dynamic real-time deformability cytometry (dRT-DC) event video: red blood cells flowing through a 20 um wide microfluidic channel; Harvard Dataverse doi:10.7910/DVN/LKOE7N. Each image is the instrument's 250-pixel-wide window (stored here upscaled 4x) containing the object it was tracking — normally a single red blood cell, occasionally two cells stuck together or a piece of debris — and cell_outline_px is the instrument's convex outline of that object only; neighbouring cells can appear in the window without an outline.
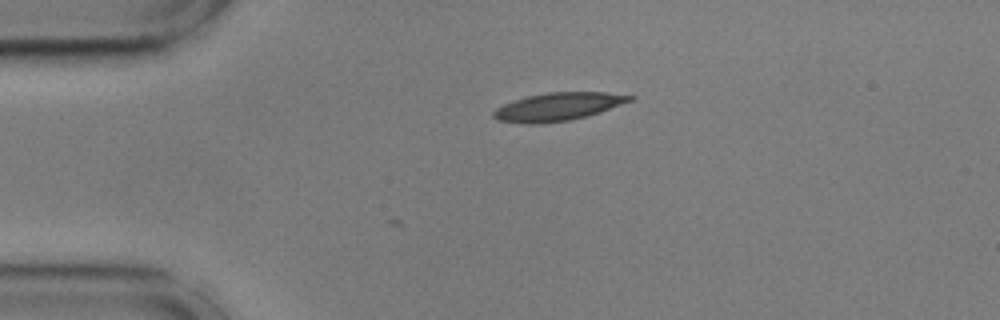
{"species": "common noctule bat (a hibernating species)", "species_latin": "Nyctalus noctula", "temperature_condition": "cold", "stored_images_in_passage": 4, "camera_frame_rate_fps": 3000, "um_per_image_px": 0.085, "animal": {"sex": "male", "body_mass_g": 17.9, "forearm_length_mm": 54.2}, "frame": {"image": 1, "passage_image": 1, "time_ms": 0.0, "image_size_px": [1000, 320], "cell_outline_px": [[636, 96], [632, 100], [600, 112], [568, 120], [540, 124], [524, 124], [496, 120], [492, 116], [492, 112], [496, 108], [504, 104], [528, 96], [548, 92], [608, 92]], "centroid_in_image_um": [47.4, 9.07], "position_along_channel_um": 37.6, "area_um2": 22.14}}